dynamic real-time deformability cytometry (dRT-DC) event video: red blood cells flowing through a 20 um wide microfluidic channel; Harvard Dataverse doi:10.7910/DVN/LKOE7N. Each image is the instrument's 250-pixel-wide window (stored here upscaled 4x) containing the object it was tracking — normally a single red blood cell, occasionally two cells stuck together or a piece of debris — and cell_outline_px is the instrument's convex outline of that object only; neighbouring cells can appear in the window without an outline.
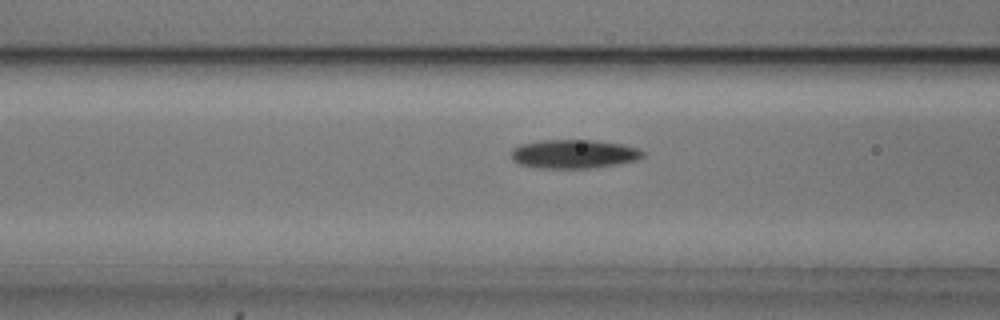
{"species": "common noctule bat (a hibernating species)", "species_latin": "Nyctalus noctula", "temperature_condition": "cold", "stored_images_in_passage": 35, "camera_frame_rate_fps": 3000, "um_per_image_px": 0.085, "animal": {"sex": "male", "body_mass_g": 20.5, "forearm_length_mm": 52.5}, "frame": {"image": 1, "passage_image": 6, "time_ms": 1.667, "image_size_px": [1000, 320], "cell_outline_px": [[644, 156], [636, 160], [616, 164], [588, 168], [540, 168], [520, 164], [512, 160], [512, 148], [520, 144], [540, 140], [596, 140], [620, 144], [636, 148], [644, 152]], "centroid_in_image_um": [48.74, 13.08], "position_along_channel_um": 117.9, "area_um2": 21.96}}
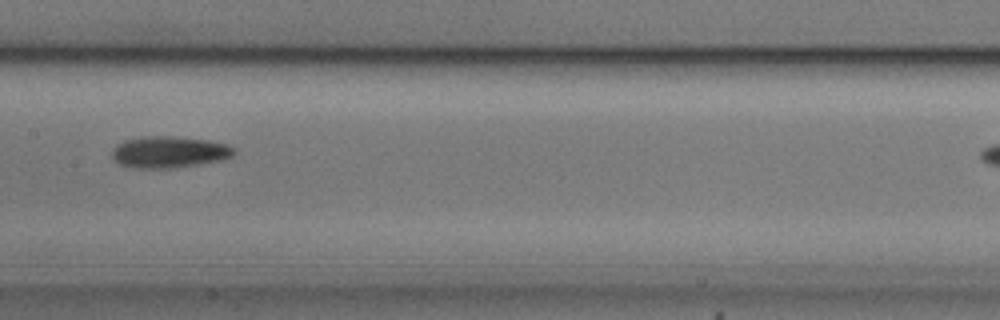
{"frame": {"image": 2, "passage_image": 12, "time_ms": 3.667, "image_size_px": [1000, 320], "cell_outline_px": [[236, 152], [232, 156], [224, 160], [176, 168], [132, 168], [120, 164], [112, 160], [112, 148], [116, 144], [124, 140], [144, 136], [168, 136], [208, 140], [228, 144], [236, 148]], "centroid_in_image_um": [14.38, 12.93], "position_along_channel_um": 193.0, "area_um2": 22.83}}
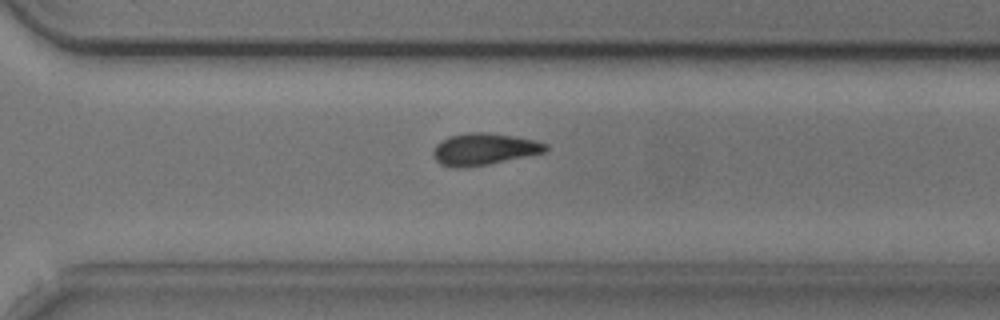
{"frame": {"image": 3, "passage_image": 23, "time_ms": 7.333, "image_size_px": [1000, 320], "cell_outline_px": [[548, 152], [468, 168], [452, 168], [440, 164], [436, 160], [432, 152], [436, 144], [440, 140], [452, 136], [468, 132], [488, 132], [536, 140], [548, 144]], "centroid_in_image_um": [41.15, 12.69], "position_along_channel_um": 329.4, "area_um2": 21.1}, "authors_computed_cell_mechanics": {"area_um2": 21.3282, "velocity_mm_per_s": 3.7465, "shape_relaxation_time_tau1_ms": 6.5045, "shape_relaxation_time_tau2_ms": null, "deformation_change_tau1": 0.141, "deformation_change_tau2": null}}